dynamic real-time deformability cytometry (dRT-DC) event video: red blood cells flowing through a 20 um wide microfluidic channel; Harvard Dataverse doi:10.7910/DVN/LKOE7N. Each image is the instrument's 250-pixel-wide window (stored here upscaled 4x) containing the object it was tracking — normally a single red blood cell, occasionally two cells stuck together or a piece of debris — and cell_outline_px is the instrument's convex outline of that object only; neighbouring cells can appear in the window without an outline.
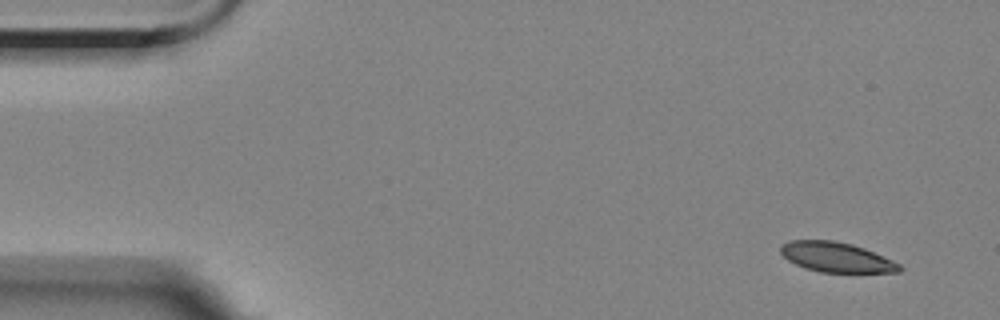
{"species": "Egyptian fruit bat (a non-hibernating species)", "species_latin": "Rousettus aegyptiacus", "temperature_condition": "room temperature", "stored_images_in_passage": 8, "camera_frame_rate_fps": 3000, "um_per_image_px": 0.085, "animal": {"sex": "female"}, "frame": {"image": 1, "passage_image": 1, "time_ms": 0.0, "image_size_px": [1000, 320], "cell_outline_px": [[904, 268], [900, 272], [820, 272], [804, 268], [788, 260], [780, 252], [780, 244], [788, 240], [832, 240], [852, 244], [864, 248], [892, 260], [900, 264]], "centroid_in_image_um": [71.07, 21.86], "position_along_channel_um": 13.9, "area_um2": 20.75}}
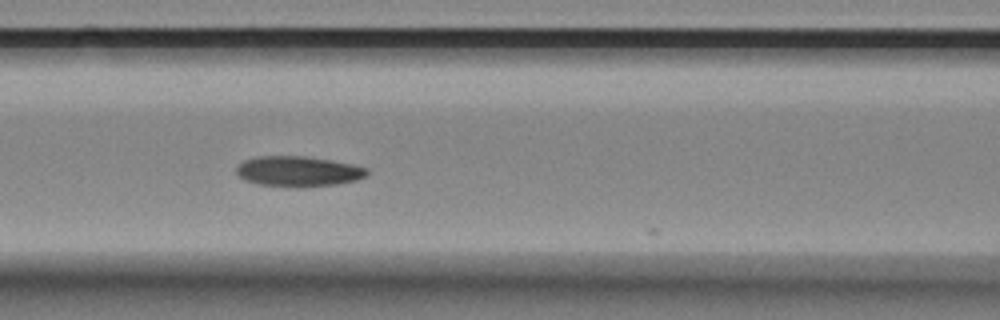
{"frame": {"image": 2, "passage_image": 6, "time_ms": 6.667, "image_size_px": [1000, 320], "cell_outline_px": [[368, 172], [364, 176], [356, 180], [336, 184], [260, 184], [244, 180], [236, 172], [236, 168], [244, 160], [256, 156], [304, 156], [332, 160], [352, 164], [368, 168]], "centroid_in_image_um": [25.34, 14.5], "position_along_channel_um": 141.3, "area_um2": 22.02}}
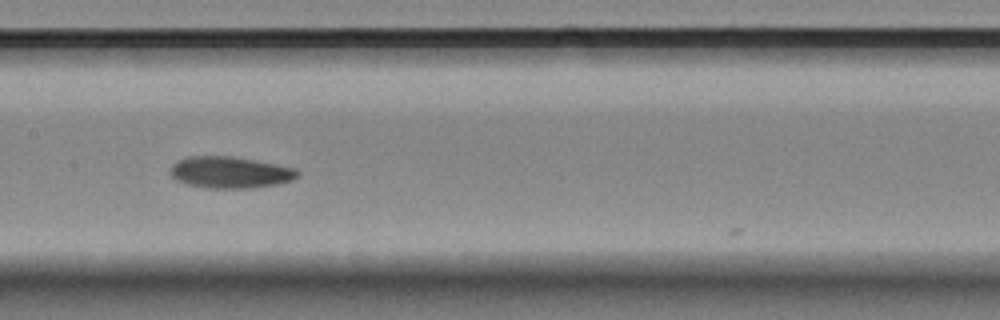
{"frame": {"image": 3, "passage_image": 7, "time_ms": 8.0, "image_size_px": [1000, 320], "cell_outline_px": [[300, 172], [292, 180], [280, 184], [252, 188], [208, 188], [188, 184], [176, 180], [172, 176], [172, 164], [188, 156], [232, 156], [276, 164], [296, 168]], "centroid_in_image_um": [19.6, 14.65], "position_along_channel_um": 187.8, "area_um2": 23.29}}